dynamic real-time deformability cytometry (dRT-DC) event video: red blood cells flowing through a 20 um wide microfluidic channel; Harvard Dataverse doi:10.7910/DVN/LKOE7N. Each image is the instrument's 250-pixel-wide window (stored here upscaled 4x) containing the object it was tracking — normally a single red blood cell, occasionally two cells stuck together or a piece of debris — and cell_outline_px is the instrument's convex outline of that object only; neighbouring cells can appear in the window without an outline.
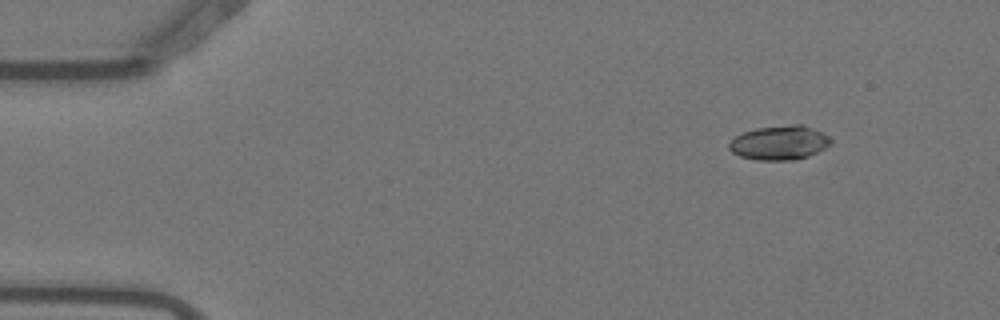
{"species": "Egyptian fruit bat (a non-hibernating species)", "species_latin": "Rousettus aegyptiacus", "temperature_condition": "warm", "stored_images_in_passage": 5, "camera_frame_rate_fps": 3000, "um_per_image_px": 0.085, "animal": {"sex": "female"}, "frame": {"image": 1, "passage_image": 2, "time_ms": 0.333, "image_size_px": [1000, 320], "cell_outline_px": [[832, 144], [808, 156], [796, 160], [756, 160], [740, 156], [732, 152], [728, 148], [728, 144], [736, 136], [744, 132], [756, 128], [792, 124], [804, 124], [828, 136], [832, 140]], "centroid_in_image_um": [66.25, 12.13], "position_along_channel_um": 18.7, "area_um2": 20.29}}